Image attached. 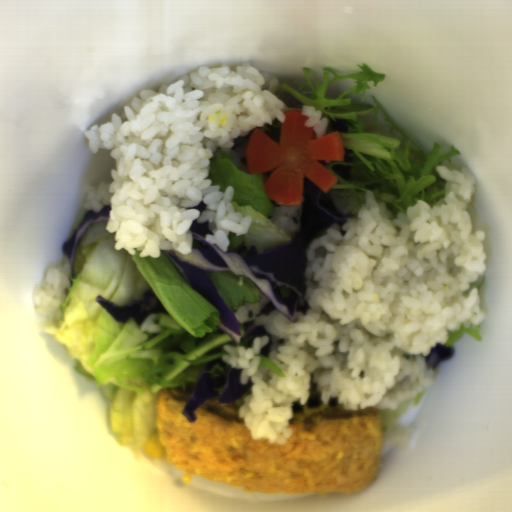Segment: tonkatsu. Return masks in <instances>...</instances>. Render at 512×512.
Segmentation results:
<instances>
[{
  "label": "tonkatsu",
  "mask_w": 512,
  "mask_h": 512,
  "mask_svg": "<svg viewBox=\"0 0 512 512\" xmlns=\"http://www.w3.org/2000/svg\"><path fill=\"white\" fill-rule=\"evenodd\" d=\"M193 392L160 393L155 434L163 460L197 477L271 494L359 492L376 478L382 450L381 411L327 408L291 420L286 444L255 439L233 403L210 399L188 422Z\"/></svg>",
  "instance_id": "d4beea91"
}]
</instances>
